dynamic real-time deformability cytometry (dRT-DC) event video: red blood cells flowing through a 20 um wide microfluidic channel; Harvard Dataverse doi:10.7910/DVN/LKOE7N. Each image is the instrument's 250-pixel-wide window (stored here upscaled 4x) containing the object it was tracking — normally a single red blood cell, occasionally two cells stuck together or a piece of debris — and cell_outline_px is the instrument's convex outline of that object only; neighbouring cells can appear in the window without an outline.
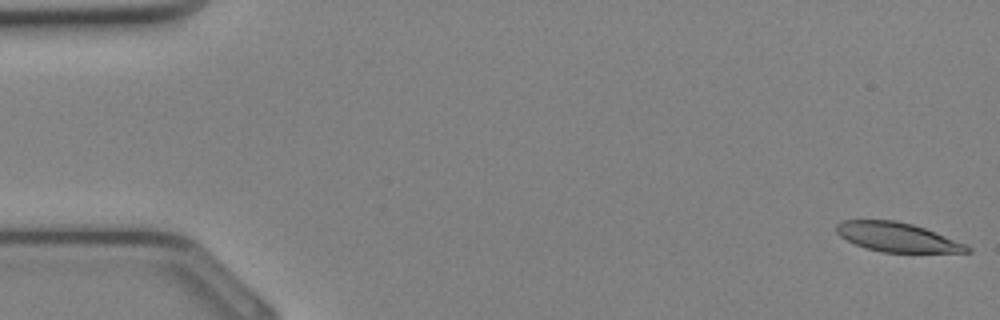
{"species": "Egyptian fruit bat (a non-hibernating species)", "species_latin": "Rousettus aegyptiacus", "temperature_condition": "cold", "stored_images_in_passage": 34, "camera_frame_rate_fps": 3000, "um_per_image_px": 0.085, "animal": {"sex": "female"}, "frame": {"image": 1, "passage_image": 1, "time_ms": 0.0, "image_size_px": [1000, 320], "cell_outline_px": [[972, 252], [880, 252], [856, 244], [840, 236], [836, 232], [836, 224], [844, 220], [896, 220], [912, 224], [924, 228], [968, 244], [972, 248]], "centroid_in_image_um": [76.3, 20.16], "position_along_channel_um": 8.7, "area_um2": 22.14}}
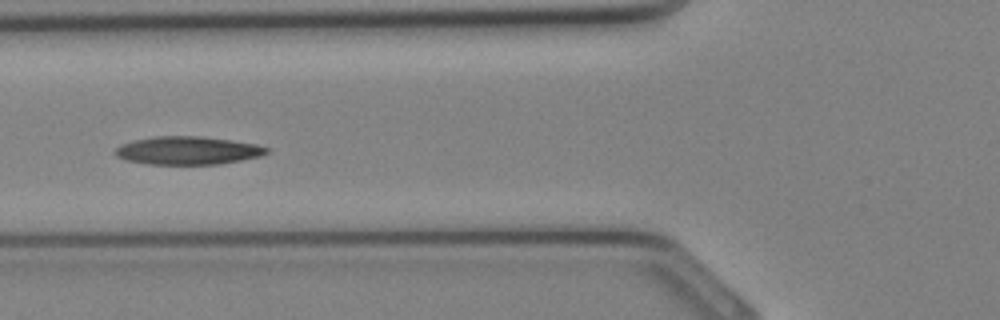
{"frame": {"image": 2, "passage_image": 13, "time_ms": 4.0, "image_size_px": [1000, 320], "cell_outline_px": [[268, 152], [260, 156], [220, 164], [148, 164], [128, 160], [116, 156], [112, 152], [120, 144], [132, 140], [156, 136], [200, 136], [256, 144], [268, 148]], "centroid_in_image_um": [15.9, 12.79], "position_along_channel_um": 109.9, "area_um2": 24.68}}
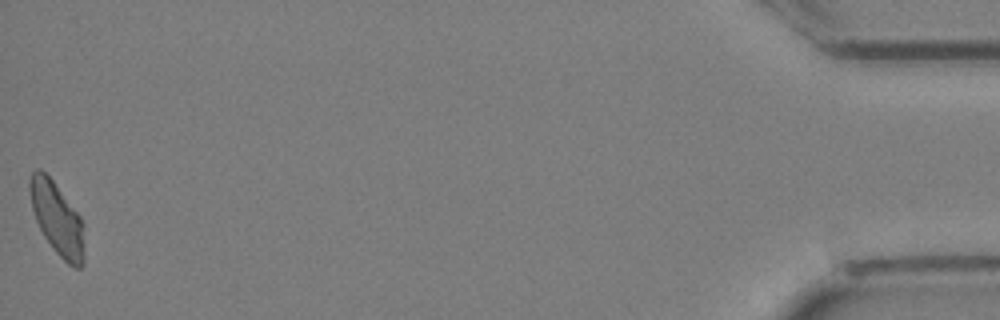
{"frame": {"image": 3, "passage_image": 34, "time_ms": 11.0, "image_size_px": [1000, 320], "cell_outline_px": [[84, 264], [80, 268], [76, 268], [68, 264], [52, 248], [44, 236], [36, 220], [32, 208], [28, 188], [28, 180], [32, 172], [36, 168], [40, 168], [52, 180], [80, 216], [84, 252]], "centroid_in_image_um": [4.82, 18.57], "position_along_channel_um": 430.4, "area_um2": 22.72}}